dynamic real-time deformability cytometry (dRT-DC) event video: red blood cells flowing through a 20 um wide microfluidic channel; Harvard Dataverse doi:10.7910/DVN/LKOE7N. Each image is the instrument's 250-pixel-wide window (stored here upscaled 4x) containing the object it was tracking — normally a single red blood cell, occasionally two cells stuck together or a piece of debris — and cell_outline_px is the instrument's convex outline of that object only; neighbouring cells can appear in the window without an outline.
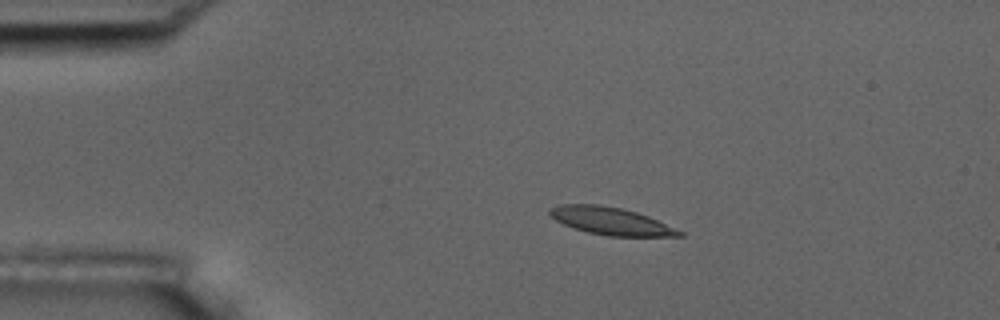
{"species": "common noctule bat (a hibernating species)", "species_latin": "Nyctalus noctula", "temperature_condition": "room temperature", "stored_images_in_passage": 6, "segment_of_instrument_passage": [1, 2], "camera_frame_rate_fps": 3000, "um_per_image_px": 0.085, "animal": {"sex": "male", "body_mass_g": 17.5, "forearm_length_mm": 52.3}, "frame": {"image": 1, "passage_image": 4, "time_ms": 1.0, "image_size_px": [1000, 320], "cell_outline_px": [[684, 236], [608, 236], [588, 232], [564, 224], [556, 220], [548, 212], [552, 208], [560, 204], [600, 204], [620, 208], [636, 212], [648, 216], [684, 232]], "centroid_in_image_um": [51.94, 18.79], "position_along_channel_um": 33.1, "area_um2": 20.46}}